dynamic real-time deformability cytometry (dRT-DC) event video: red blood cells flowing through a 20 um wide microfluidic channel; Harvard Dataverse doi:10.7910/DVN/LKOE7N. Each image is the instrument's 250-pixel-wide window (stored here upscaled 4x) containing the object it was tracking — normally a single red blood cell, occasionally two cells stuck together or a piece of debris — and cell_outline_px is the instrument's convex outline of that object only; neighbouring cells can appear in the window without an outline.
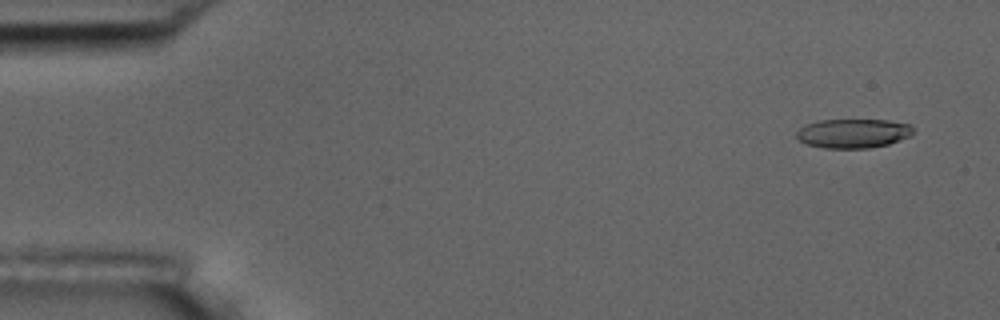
{"species": "common noctule bat (a hibernating species)", "species_latin": "Nyctalus noctula", "temperature_condition": "room temperature", "stored_images_in_passage": 10, "camera_frame_rate_fps": 3000, "um_per_image_px": 0.085, "animal": {"sex": "male", "body_mass_g": 17.5, "forearm_length_mm": 52.3}, "frame": {"image": 1, "passage_image": 1, "time_ms": 0.0, "image_size_px": [1000, 320], "cell_outline_px": [[912, 136], [888, 144], [868, 148], [824, 148], [808, 144], [800, 140], [796, 136], [796, 132], [800, 128], [808, 124], [820, 120], [888, 120], [912, 124]], "centroid_in_image_um": [72.56, 11.33], "position_along_channel_um": 12.4, "area_um2": 19.77}}
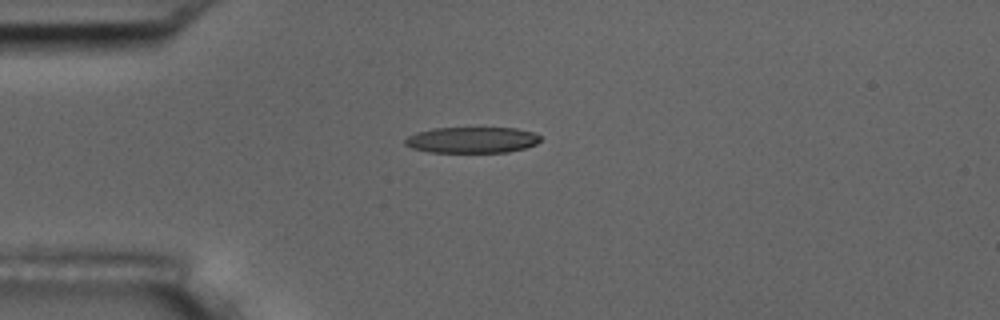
{"frame": {"image": 2, "passage_image": 4, "time_ms": 3.667, "image_size_px": [1000, 320], "cell_outline_px": [[540, 140], [536, 144], [524, 148], [508, 152], [428, 152], [412, 148], [404, 144], [404, 140], [408, 136], [416, 132], [432, 128], [516, 128], [532, 132], [540, 136]], "centroid_in_image_um": [40.08, 11.89], "position_along_channel_um": 44.9, "area_um2": 20.52}}
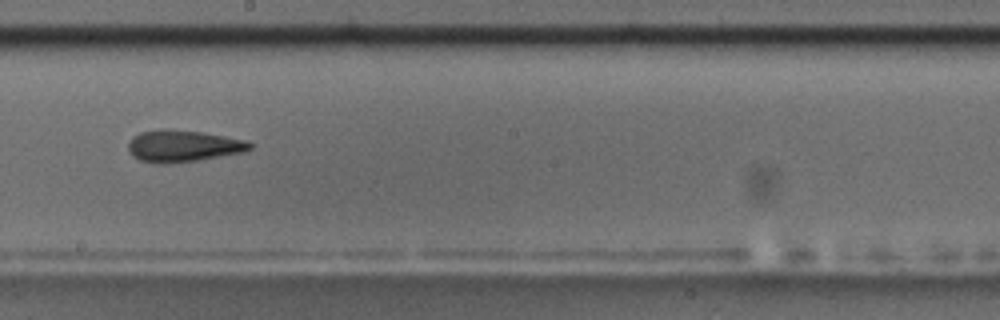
{"frame": {"image": 3, "passage_image": 9, "time_ms": 9.333, "image_size_px": [1000, 320], "cell_outline_px": [[252, 148], [244, 152], [196, 160], [160, 164], [140, 160], [132, 156], [128, 152], [128, 140], [132, 136], [140, 132], [160, 128], [164, 128], [200, 132], [248, 140], [252, 144]], "centroid_in_image_um": [15.51, 12.39], "position_along_channel_um": 232.7, "area_um2": 22.6}}